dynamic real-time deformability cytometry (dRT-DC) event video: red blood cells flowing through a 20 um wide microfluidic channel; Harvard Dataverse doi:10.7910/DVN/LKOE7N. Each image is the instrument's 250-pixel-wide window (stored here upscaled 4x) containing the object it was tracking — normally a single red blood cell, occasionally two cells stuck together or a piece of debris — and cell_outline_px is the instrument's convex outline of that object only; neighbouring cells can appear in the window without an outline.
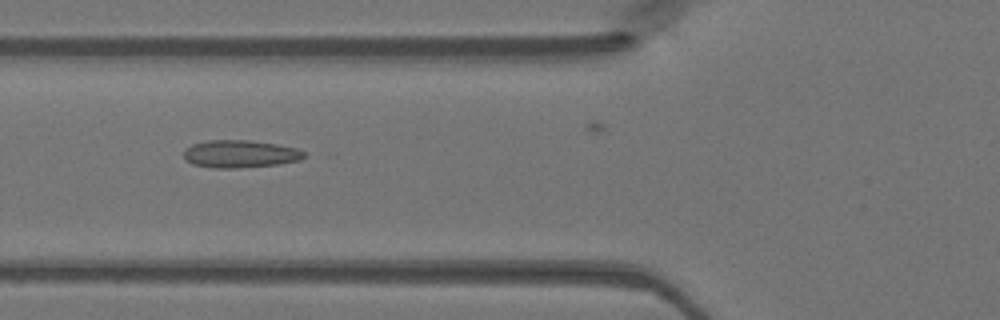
{"species": "Egyptian fruit bat (a non-hibernating species)", "species_latin": "Rousettus aegyptiacus", "temperature_condition": "warm", "stored_images_in_passage": 26, "camera_frame_rate_fps": 3000, "um_per_image_px": 0.085, "animal": {"sex": "female"}, "frame": {"image": 1, "passage_image": 4, "time_ms": 1.0, "image_size_px": [1000, 320], "cell_outline_px": [[304, 156], [300, 160], [280, 164], [240, 168], [216, 168], [192, 164], [184, 156], [184, 148], [192, 144], [208, 140], [248, 140], [276, 144], [296, 148], [304, 152]], "centroid_in_image_um": [20.4, 13.08], "position_along_channel_um": 105.4, "area_um2": 19.31}}
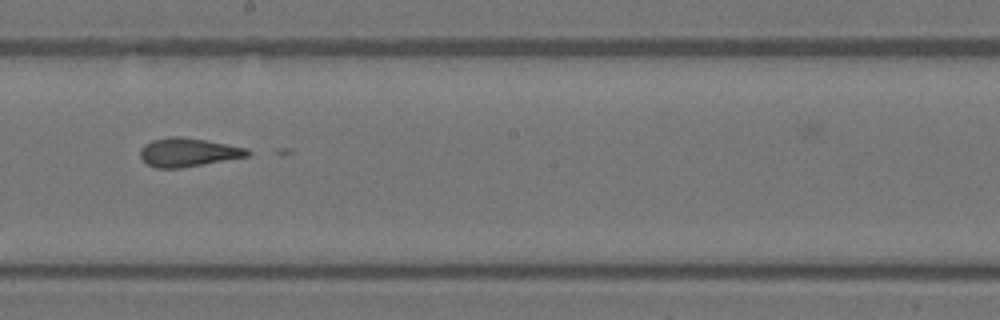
{"frame": {"image": 2, "passage_image": 13, "time_ms": 4.0, "image_size_px": [1000, 320], "cell_outline_px": [[248, 156], [180, 168], [156, 168], [148, 164], [140, 156], [140, 148], [144, 144], [152, 140], [168, 136], [180, 136], [204, 140], [248, 148]], "centroid_in_image_um": [15.93, 12.94], "position_along_channel_um": 232.3, "area_um2": 17.69}}
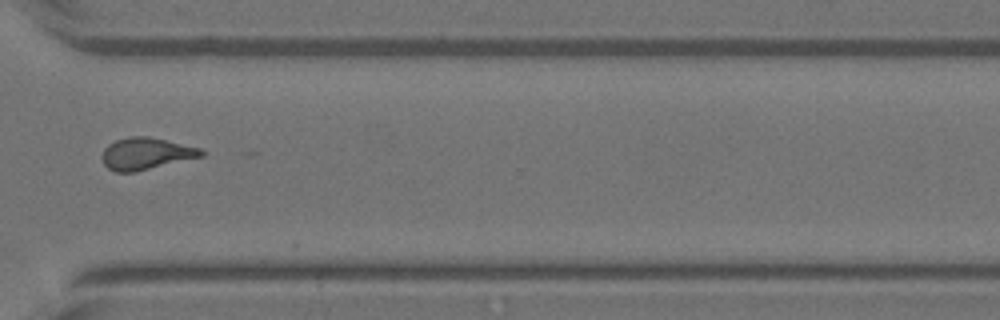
{"frame": {"image": 3, "passage_image": 22, "time_ms": 7.0, "image_size_px": [1000, 320], "cell_outline_px": [[204, 156], [136, 172], [116, 172], [108, 168], [104, 164], [100, 156], [104, 148], [108, 144], [116, 140], [128, 136], [148, 136], [200, 148], [204, 152]], "centroid_in_image_um": [12.38, 13.06], "position_along_channel_um": 358.2, "area_um2": 18.55}}